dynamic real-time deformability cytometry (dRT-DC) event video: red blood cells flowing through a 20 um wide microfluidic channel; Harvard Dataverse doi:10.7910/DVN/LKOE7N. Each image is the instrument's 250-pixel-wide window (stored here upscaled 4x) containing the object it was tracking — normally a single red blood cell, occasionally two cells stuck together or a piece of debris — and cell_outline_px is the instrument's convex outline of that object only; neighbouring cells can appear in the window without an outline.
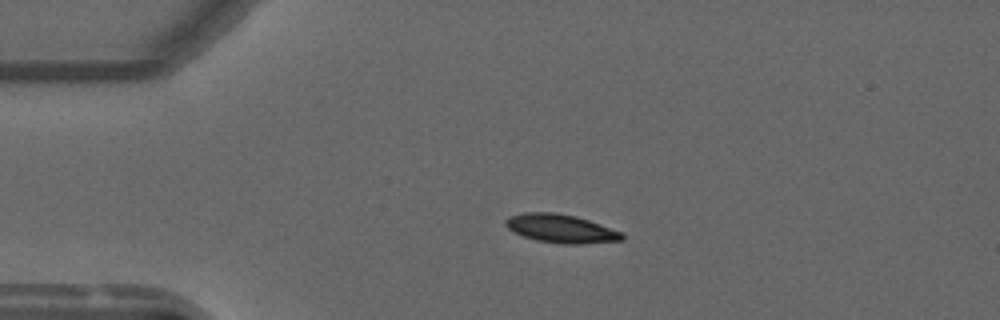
{"species": "common noctule bat (a hibernating species)", "species_latin": "Nyctalus noctula", "temperature_condition": "warm", "stored_images_in_passage": 3, "camera_frame_rate_fps": 3000, "um_per_image_px": 0.085, "animal": {"sex": "male", "forearm_length_mm": 52.5}, "frame": {"image": 1, "passage_image": 1, "time_ms": 0.0, "image_size_px": [1000, 320], "cell_outline_px": [[624, 240], [580, 244], [564, 244], [536, 240], [524, 236], [508, 228], [504, 224], [504, 220], [508, 216], [524, 212], [556, 212], [576, 216], [624, 232]], "centroid_in_image_um": [47.69, 19.42], "position_along_channel_um": 37.3, "area_um2": 19.42}}